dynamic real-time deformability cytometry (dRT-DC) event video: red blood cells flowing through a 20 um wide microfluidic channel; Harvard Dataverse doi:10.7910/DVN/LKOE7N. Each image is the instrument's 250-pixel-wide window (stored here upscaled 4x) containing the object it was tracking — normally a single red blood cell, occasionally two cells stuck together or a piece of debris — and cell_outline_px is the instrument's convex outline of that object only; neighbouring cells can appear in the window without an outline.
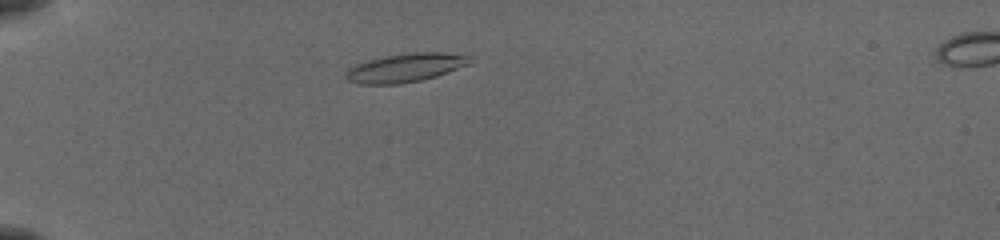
{"species": "common noctule bat (a hibernating species)", "species_latin": "Nyctalus noctula", "temperature_condition": "cold", "stored_images_in_passage": 32, "camera_frame_rate_fps": 3000, "um_per_image_px": 0.085, "animal": {"sex": "female", "body_mass_g": 19.5, "forearm_length_mm": 54.1}, "frame": {"image": 1, "passage_image": 8, "time_ms": 2.333, "image_size_px": [1000, 240], "cell_outline_px": [[472, 56], [468, 64], [448, 72], [436, 76], [420, 80], [400, 84], [360, 84], [348, 80], [344, 76], [348, 68], [356, 64], [368, 60], [384, 56], [408, 52], [440, 52]], "centroid_in_image_um": [34.43, 5.75], "position_along_channel_um": 50.6, "area_um2": 20.63}}
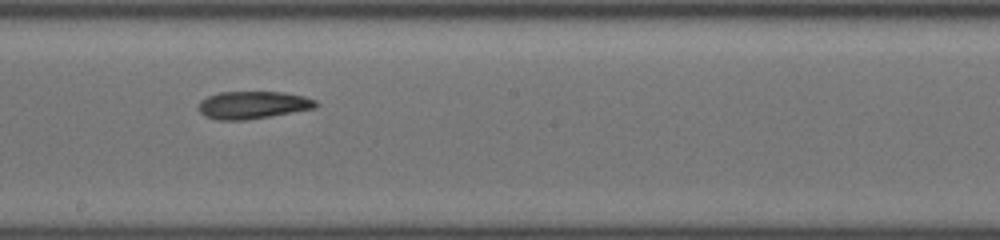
{"frame": {"image": 2, "passage_image": 23, "time_ms": 7.333, "image_size_px": [1000, 240], "cell_outline_px": [[320, 104], [316, 108], [244, 120], [216, 120], [204, 116], [196, 108], [200, 100], [208, 96], [220, 92], [284, 92], [304, 96], [316, 100]], "centroid_in_image_um": [21.47, 8.92], "position_along_channel_um": 226.7, "area_um2": 18.96}}
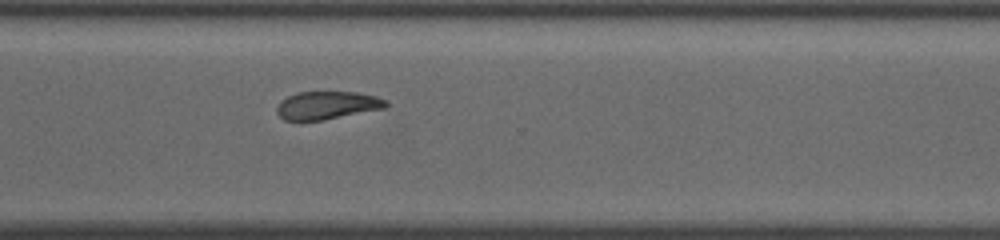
{"frame": {"image": 3, "passage_image": 32, "time_ms": 10.333, "image_size_px": [1000, 240], "cell_outline_px": [[388, 108], [320, 120], [284, 120], [276, 112], [276, 108], [280, 100], [296, 92], [356, 92], [376, 96], [388, 100]], "centroid_in_image_um": [27.83, 8.94], "position_along_channel_um": 342.8, "area_um2": 17.86}}